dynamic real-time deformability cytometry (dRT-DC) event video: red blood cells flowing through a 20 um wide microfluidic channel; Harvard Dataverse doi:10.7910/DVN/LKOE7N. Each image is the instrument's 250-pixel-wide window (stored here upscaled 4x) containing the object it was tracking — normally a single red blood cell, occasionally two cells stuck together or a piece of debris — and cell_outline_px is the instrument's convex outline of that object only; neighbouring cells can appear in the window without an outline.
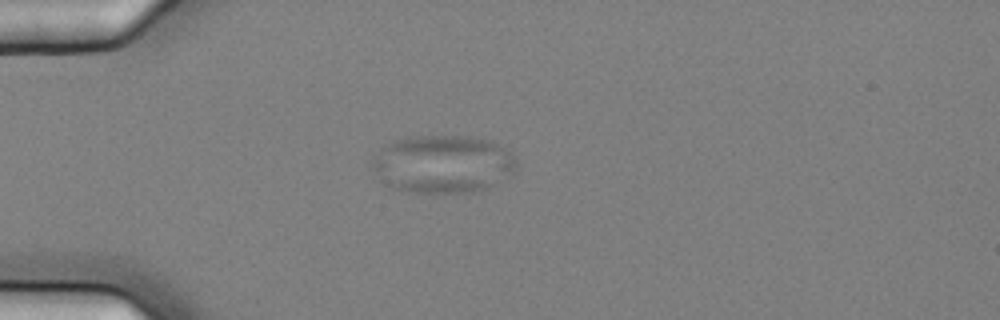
{"species": "common noctule bat (a hibernating species)", "species_latin": "Nyctalus noctula", "temperature_condition": "cold", "stored_images_in_passage": 6, "camera_frame_rate_fps": 3000, "um_per_image_px": 0.085, "animal": {"sex": "female", "body_mass_g": 25.1}, "frame": {"image": 1, "passage_image": 2, "time_ms": 0.333, "image_size_px": [1000, 320], "cell_outline_px": [[516, 168], [512, 172], [488, 188], [472, 192], [416, 192], [392, 188], [384, 184], [380, 180], [372, 168], [372, 160], [392, 140], [412, 136], [472, 136], [488, 140], [512, 152], [516, 160]], "centroid_in_image_um": [37.64, 13.94], "position_along_channel_um": 47.4, "area_um2": 48.44}}
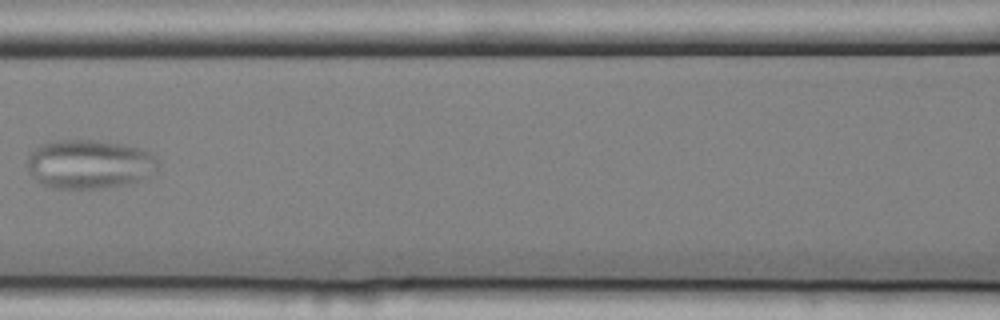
{"frame": {"image": 2, "passage_image": 5, "time_ms": 1.333, "image_size_px": [1000, 320], "cell_outline_px": [[160, 164], [156, 172], [140, 180], [104, 188], [56, 188], [40, 184], [32, 176], [28, 168], [28, 152], [44, 144], [56, 140], [96, 140], [120, 144], [136, 148], [148, 152]], "centroid_in_image_um": [7.57, 13.96], "position_along_channel_um": 159.0, "area_um2": 37.05}}
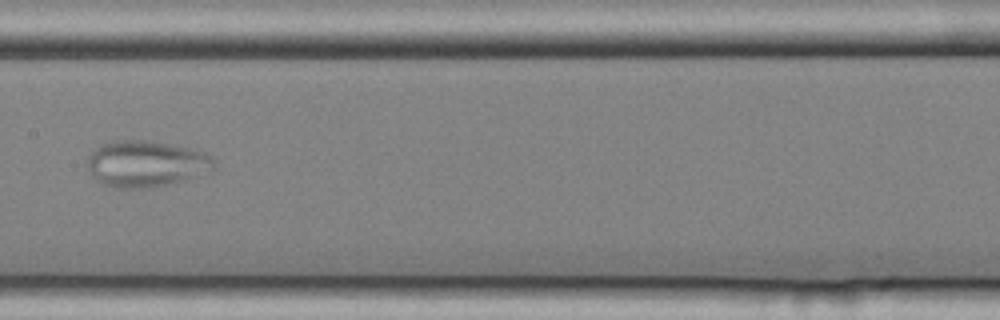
{"frame": {"image": 3, "passage_image": 6, "time_ms": 1.667, "image_size_px": [1000, 320], "cell_outline_px": [[216, 168], [212, 172], [176, 184], [148, 188], [116, 188], [104, 184], [96, 180], [92, 176], [88, 168], [88, 160], [92, 152], [100, 144], [112, 140], [148, 140], [172, 144], [204, 152], [212, 156], [216, 160]], "centroid_in_image_um": [12.49, 13.93], "position_along_channel_um": 194.9, "area_um2": 34.97}}